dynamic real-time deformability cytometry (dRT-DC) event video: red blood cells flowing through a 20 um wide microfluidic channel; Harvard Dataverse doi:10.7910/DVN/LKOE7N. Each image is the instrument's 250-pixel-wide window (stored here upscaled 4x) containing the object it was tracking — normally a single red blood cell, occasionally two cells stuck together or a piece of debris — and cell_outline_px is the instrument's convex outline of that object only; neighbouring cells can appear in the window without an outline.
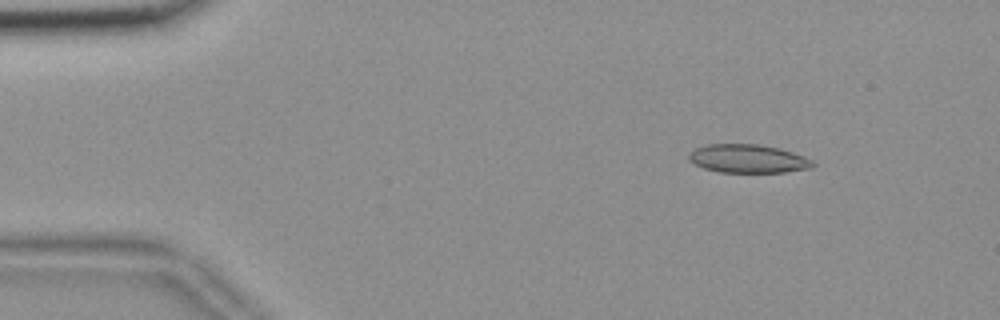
{"species": "common noctule bat (a hibernating species)", "species_latin": "Nyctalus noctula", "temperature_condition": "room temperature", "stored_images_in_passage": 12, "camera_frame_rate_fps": 3000, "um_per_image_px": 0.085, "animal": {"sex": "female", "body_mass_g": 18.4}, "frame": {"image": 1, "passage_image": 3, "time_ms": 0.667, "image_size_px": [1000, 320], "cell_outline_px": [[816, 164], [812, 168], [784, 172], [720, 172], [704, 168], [688, 160], [688, 152], [696, 148], [708, 144], [760, 144], [780, 148], [804, 156], [812, 160]], "centroid_in_image_um": [63.59, 13.48], "position_along_channel_um": 21.4, "area_um2": 20.63}}